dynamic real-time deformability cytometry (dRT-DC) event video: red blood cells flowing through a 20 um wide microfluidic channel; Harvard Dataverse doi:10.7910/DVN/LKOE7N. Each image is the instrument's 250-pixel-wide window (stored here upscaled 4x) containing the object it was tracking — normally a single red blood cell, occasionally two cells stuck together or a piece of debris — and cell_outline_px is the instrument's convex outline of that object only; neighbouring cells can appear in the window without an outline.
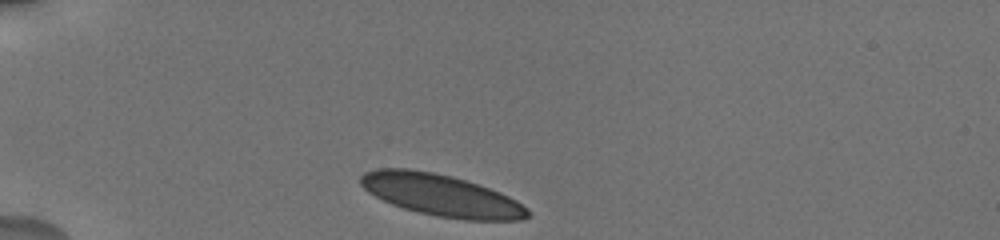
{"species": "human", "species_latin": "Homo sapiens", "temperature_condition": "cold", "stored_images_in_passage": 9, "camera_frame_rate_fps": 3000, "um_per_image_px": 0.085, "donor": {"sex": "male"}, "frame": {"image": 1, "passage_image": 1, "time_ms": 0.0, "image_size_px": [1000, 240], "cell_outline_px": [[532, 212], [528, 216], [520, 220], [464, 220], [436, 216], [404, 208], [392, 204], [368, 192], [360, 184], [360, 176], [364, 172], [376, 168], [408, 168], [432, 172], [452, 176], [500, 192], [516, 200], [528, 208]], "centroid_in_image_um": [37.5, 16.59], "position_along_channel_um": 47.5, "area_um2": 40.52}}
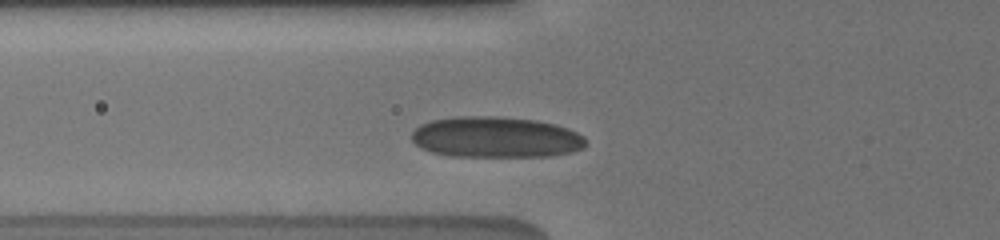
{"frame": {"image": 2, "passage_image": 4, "time_ms": 2.0, "image_size_px": [1000, 240], "cell_outline_px": [[588, 140], [584, 148], [572, 152], [552, 156], [452, 156], [432, 152], [420, 148], [412, 140], [412, 132], [420, 124], [432, 120], [456, 116], [496, 116], [536, 120], [556, 124], [568, 128], [584, 136]], "centroid_in_image_um": [42.17, 11.66], "position_along_channel_um": 83.6, "area_um2": 41.85}}
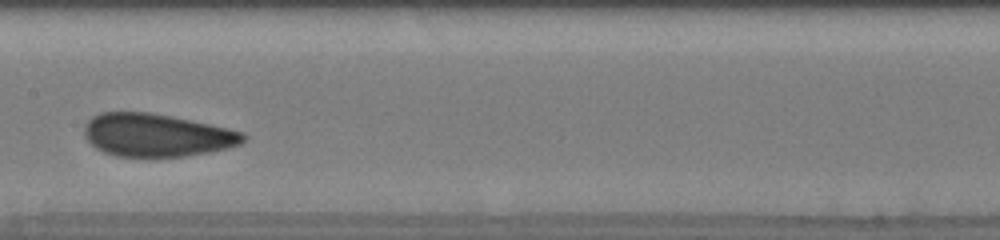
{"frame": {"image": 3, "passage_image": 8, "time_ms": 5.0, "image_size_px": [1000, 240], "cell_outline_px": [[248, 136], [240, 144], [228, 148], [208, 152], [184, 156], [116, 156], [104, 152], [96, 148], [84, 136], [84, 128], [88, 120], [92, 116], [100, 112], [148, 112], [172, 116], [228, 128], [244, 132]], "centroid_in_image_um": [13.32, 11.48], "position_along_channel_um": 194.1, "area_um2": 39.65}}